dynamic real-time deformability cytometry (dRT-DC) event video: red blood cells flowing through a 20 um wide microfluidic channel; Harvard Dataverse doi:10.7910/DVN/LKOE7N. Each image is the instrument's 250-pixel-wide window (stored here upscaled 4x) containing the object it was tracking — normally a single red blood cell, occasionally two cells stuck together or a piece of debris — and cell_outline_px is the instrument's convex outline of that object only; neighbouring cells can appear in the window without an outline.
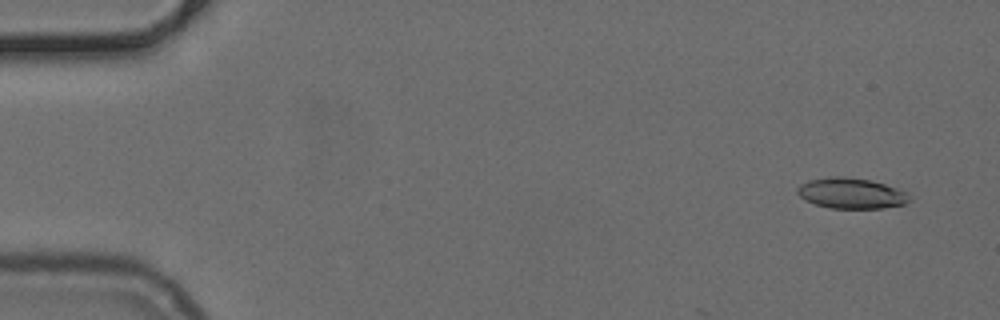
{"species": "common noctule bat (a hibernating species)", "species_latin": "Nyctalus noctula", "temperature_condition": "cold", "stored_images_in_passage": 8, "camera_frame_rate_fps": 3000, "um_per_image_px": 0.085, "animal": {"sex": "female", "body_mass_g": 24.6, "forearm_length_mm": 56.2}, "frame": {"image": 1, "passage_image": 3, "time_ms": 0.667, "image_size_px": [1000, 320], "cell_outline_px": [[908, 200], [904, 204], [884, 208], [828, 208], [804, 200], [796, 192], [796, 188], [800, 184], [808, 180], [832, 176], [844, 176], [872, 180], [908, 192]], "centroid_in_image_um": [72.31, 16.42], "position_along_channel_um": 12.7, "area_um2": 20.06}}